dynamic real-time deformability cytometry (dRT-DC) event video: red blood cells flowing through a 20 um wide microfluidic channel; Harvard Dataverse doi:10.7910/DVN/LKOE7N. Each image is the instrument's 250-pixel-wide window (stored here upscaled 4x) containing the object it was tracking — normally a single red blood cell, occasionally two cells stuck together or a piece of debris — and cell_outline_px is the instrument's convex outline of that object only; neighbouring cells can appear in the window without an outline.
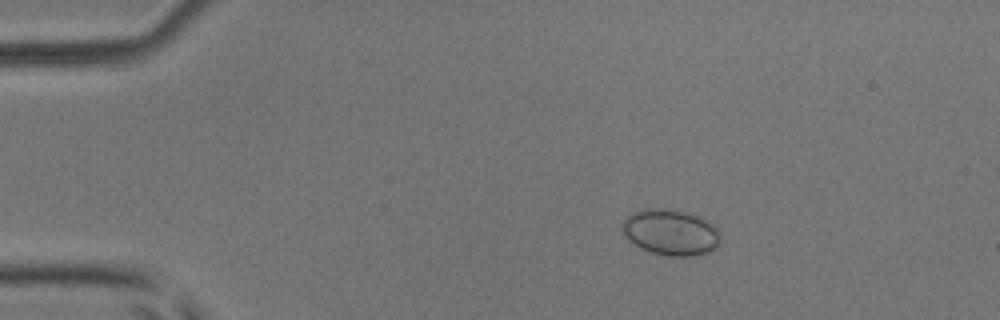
{"species": "common noctule bat (a hibernating species)", "species_latin": "Nyctalus noctula", "temperature_condition": "room temperature", "stored_images_in_passage": 4, "camera_frame_rate_fps": 3000, "um_per_image_px": 0.085, "animal": {"sex": "male", "body_mass_g": 17.9, "forearm_length_mm": 54.2}, "frame": {"image": 1, "passage_image": 1, "time_ms": 0.0, "image_size_px": [1000, 320], "cell_outline_px": [[720, 244], [712, 252], [692, 256], [668, 256], [652, 252], [640, 248], [628, 240], [624, 232], [624, 220], [628, 216], [644, 208], [676, 208], [688, 212], [708, 220], [716, 224], [720, 232]], "centroid_in_image_um": [57.09, 19.74], "position_along_channel_um": 27.9, "area_um2": 26.7}}